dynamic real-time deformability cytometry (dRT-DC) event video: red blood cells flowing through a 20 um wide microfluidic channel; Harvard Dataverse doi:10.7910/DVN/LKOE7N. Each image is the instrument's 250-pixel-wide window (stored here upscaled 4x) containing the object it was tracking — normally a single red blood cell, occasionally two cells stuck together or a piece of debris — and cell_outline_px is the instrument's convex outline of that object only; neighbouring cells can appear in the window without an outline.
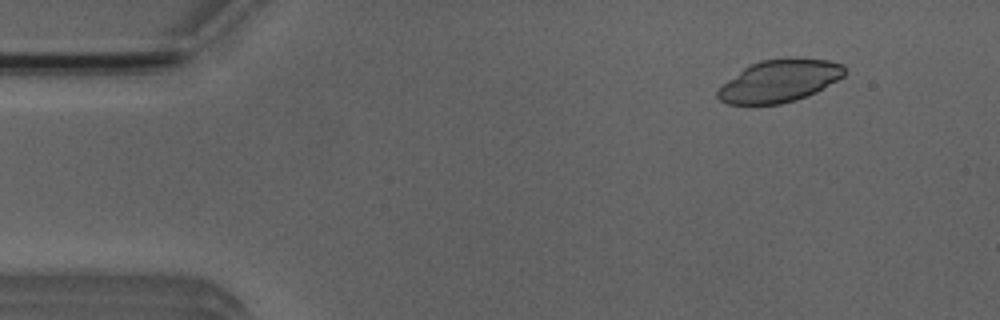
{"species": "Egyptian fruit bat (a non-hibernating species)", "species_latin": "Rousettus aegyptiacus", "temperature_condition": "room temperature", "stored_images_in_passage": 52, "camera_frame_rate_fps": 3000, "um_per_image_px": 0.085, "animal": {"sex": "male"}, "frame": {"image": 1, "passage_image": 6, "time_ms": 1.667, "image_size_px": [1000, 320], "cell_outline_px": [[848, 72], [844, 76], [816, 92], [796, 100], [780, 104], [728, 104], [720, 100], [716, 96], [716, 92], [728, 80], [748, 64], [760, 60], [788, 56], [796, 56], [828, 60], [844, 64]], "centroid_in_image_um": [66.3, 6.83], "position_along_channel_um": 18.7, "area_um2": 31.85}}